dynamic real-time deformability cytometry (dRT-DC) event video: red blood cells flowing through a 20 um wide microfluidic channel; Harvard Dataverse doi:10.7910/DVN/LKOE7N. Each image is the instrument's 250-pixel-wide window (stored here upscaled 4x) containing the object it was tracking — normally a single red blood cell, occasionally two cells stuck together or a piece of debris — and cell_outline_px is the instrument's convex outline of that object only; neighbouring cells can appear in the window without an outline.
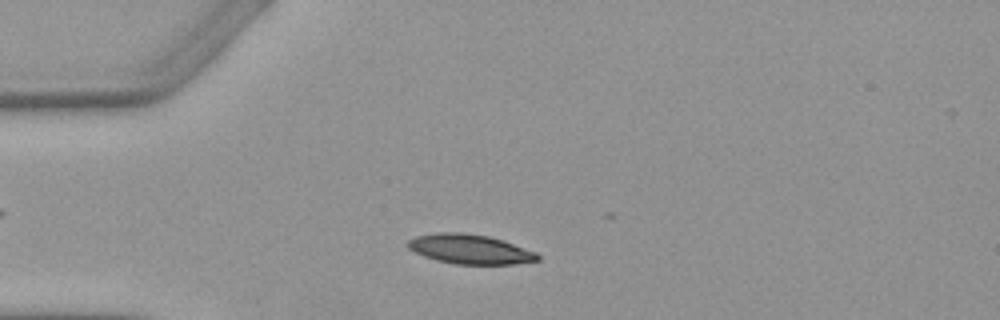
{"species": "Egyptian fruit bat (a non-hibernating species)", "species_latin": "Rousettus aegyptiacus", "temperature_condition": "warm", "stored_images_in_passage": 5, "camera_frame_rate_fps": 3000, "um_per_image_px": 0.085, "animal": {"sex": "female"}, "frame": {"image": 1, "passage_image": 2, "time_ms": 1.333, "image_size_px": [1000, 320], "cell_outline_px": [[540, 260], [516, 264], [456, 264], [436, 260], [424, 256], [408, 248], [408, 240], [416, 236], [436, 232], [464, 232], [488, 236], [504, 240], [536, 252], [540, 256]], "centroid_in_image_um": [39.97, 21.17], "position_along_channel_um": 45.0, "area_um2": 22.43}}
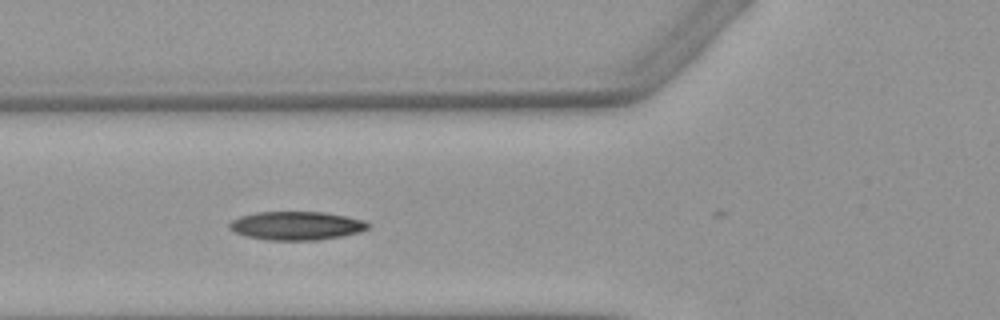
{"frame": {"image": 2, "passage_image": 4, "time_ms": 3.333, "image_size_px": [1000, 320], "cell_outline_px": [[372, 224], [368, 228], [360, 232], [340, 236], [316, 240], [268, 240], [248, 236], [236, 232], [228, 228], [228, 224], [232, 220], [240, 216], [256, 212], [324, 212], [348, 216], [364, 220]], "centroid_in_image_um": [25.22, 19.17], "position_along_channel_um": 100.6, "area_um2": 23.06}}
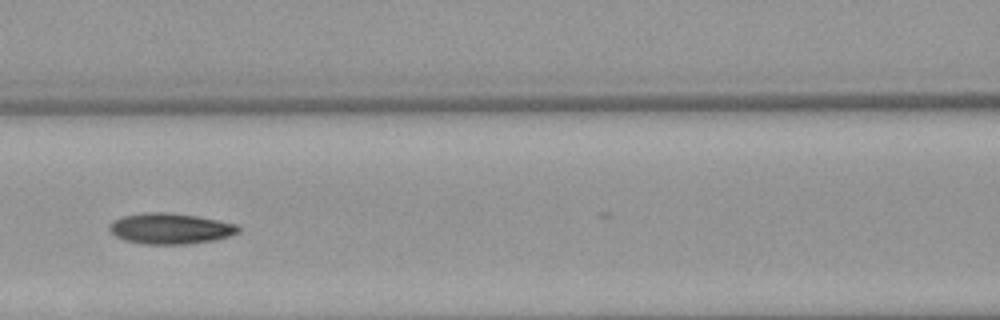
{"frame": {"image": 3, "passage_image": 5, "time_ms": 4.667, "image_size_px": [1000, 320], "cell_outline_px": [[240, 232], [216, 240], [188, 244], [144, 244], [124, 240], [116, 236], [108, 228], [112, 220], [124, 216], [148, 212], [164, 212], [196, 216], [236, 224], [240, 228]], "centroid_in_image_um": [14.47, 19.44], "position_along_channel_um": 152.1, "area_um2": 23.0}}